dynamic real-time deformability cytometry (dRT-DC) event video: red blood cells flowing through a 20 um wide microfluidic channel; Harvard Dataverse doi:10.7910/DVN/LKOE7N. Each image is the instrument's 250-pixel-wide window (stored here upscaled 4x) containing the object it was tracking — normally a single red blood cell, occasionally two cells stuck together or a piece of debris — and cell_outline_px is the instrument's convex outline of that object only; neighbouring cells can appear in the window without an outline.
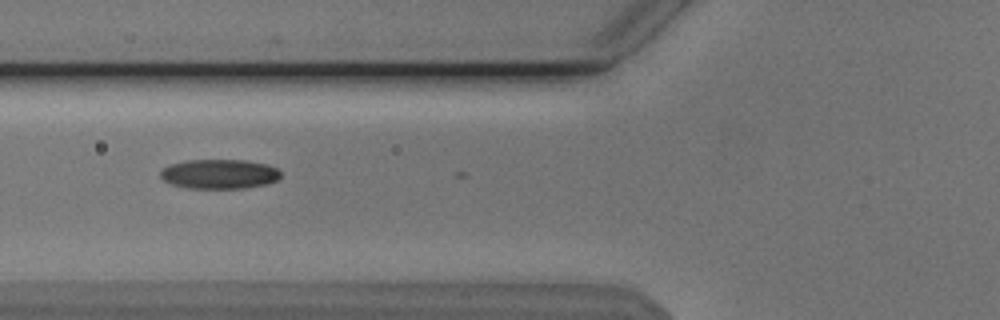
{"species": "Egyptian fruit bat (a non-hibernating species)", "species_latin": "Rousettus aegyptiacus", "temperature_condition": "cold", "stored_images_in_passage": 10, "camera_frame_rate_fps": 3000, "um_per_image_px": 0.085, "animal": {"sex": "male"}, "frame": {"image": 1, "passage_image": 2, "time_ms": 0.333, "image_size_px": [1000, 320], "cell_outline_px": [[280, 176], [276, 180], [264, 184], [244, 188], [188, 188], [172, 184], [164, 180], [160, 176], [160, 172], [164, 168], [172, 164], [188, 160], [248, 160], [268, 164], [276, 168], [280, 172]], "centroid_in_image_um": [18.65, 14.78], "position_along_channel_um": 107.1, "area_um2": 20.52}}
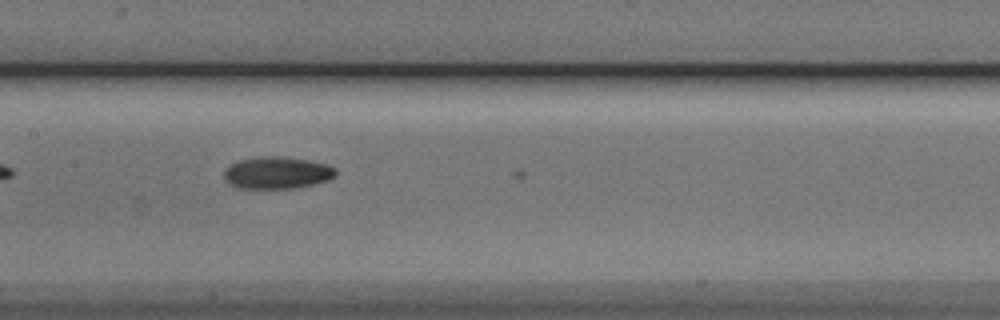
{"frame": {"image": 2, "passage_image": 8, "time_ms": 2.333, "image_size_px": [1000, 320], "cell_outline_px": [[336, 176], [328, 180], [312, 184], [292, 188], [236, 188], [228, 184], [224, 180], [224, 172], [232, 164], [240, 160], [264, 156], [276, 156], [308, 160], [328, 164], [336, 168]], "centroid_in_image_um": [23.55, 14.69], "position_along_channel_um": 183.8, "area_um2": 20.75}}